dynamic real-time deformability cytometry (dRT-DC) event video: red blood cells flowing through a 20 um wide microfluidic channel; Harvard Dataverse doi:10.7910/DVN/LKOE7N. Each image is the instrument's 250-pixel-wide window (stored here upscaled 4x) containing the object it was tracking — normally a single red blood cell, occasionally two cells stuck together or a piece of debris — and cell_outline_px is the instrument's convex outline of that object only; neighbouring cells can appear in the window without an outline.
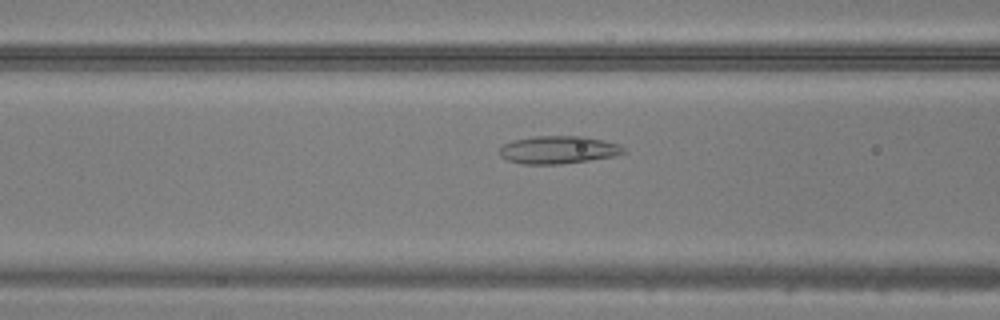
{"species": "common noctule bat (a hibernating species)", "species_latin": "Nyctalus noctula", "temperature_condition": "warm", "stored_images_in_passage": 28, "camera_frame_rate_fps": 3000, "um_per_image_px": 0.085, "animal": {"sex": "male", "body_mass_g": 20.5, "forearm_length_mm": 52.5}, "frame": {"image": 1, "passage_image": 8, "time_ms": 2.333, "image_size_px": [1000, 320], "cell_outline_px": [[628, 152], [612, 156], [588, 160], [560, 164], [524, 164], [508, 160], [500, 156], [500, 148], [504, 144], [512, 140], [532, 136], [584, 136], [604, 140], [620, 144]], "centroid_in_image_um": [47.47, 12.72], "position_along_channel_um": 119.1, "area_um2": 20.11}}
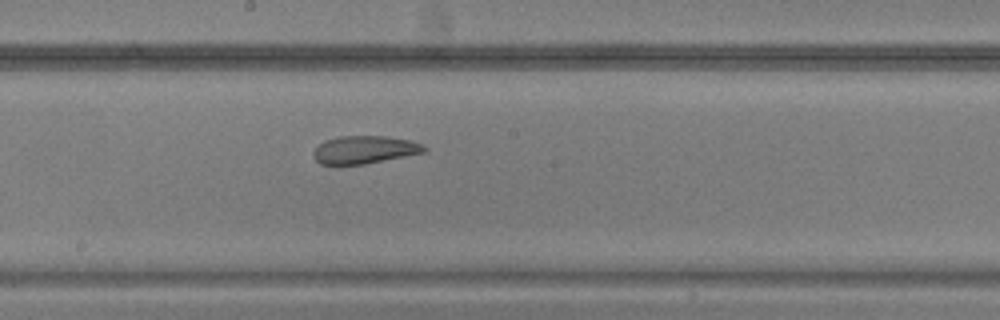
{"frame": {"image": 2, "passage_image": 15, "time_ms": 4.667, "image_size_px": [1000, 320], "cell_outline_px": [[428, 148], [424, 152], [364, 164], [320, 164], [312, 156], [312, 152], [324, 140], [340, 136], [384, 136], [412, 140], [424, 144]], "centroid_in_image_um": [30.99, 12.71], "position_along_channel_um": 217.2, "area_um2": 17.92}}
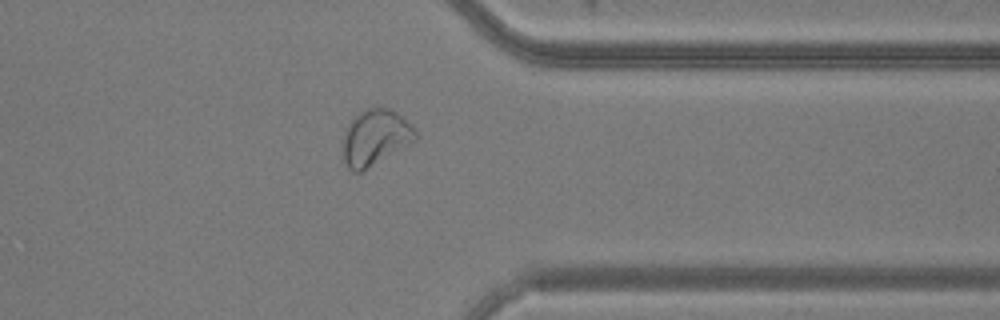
{"frame": {"image": 3, "passage_image": 27, "time_ms": 8.667, "image_size_px": [1000, 320], "cell_outline_px": [[416, 140], [360, 172], [352, 172], [348, 168], [344, 160], [344, 128], [364, 108], [388, 108], [396, 112], [416, 128]], "centroid_in_image_um": [31.9, 11.67], "position_along_channel_um": 379.5, "area_um2": 23.24}}